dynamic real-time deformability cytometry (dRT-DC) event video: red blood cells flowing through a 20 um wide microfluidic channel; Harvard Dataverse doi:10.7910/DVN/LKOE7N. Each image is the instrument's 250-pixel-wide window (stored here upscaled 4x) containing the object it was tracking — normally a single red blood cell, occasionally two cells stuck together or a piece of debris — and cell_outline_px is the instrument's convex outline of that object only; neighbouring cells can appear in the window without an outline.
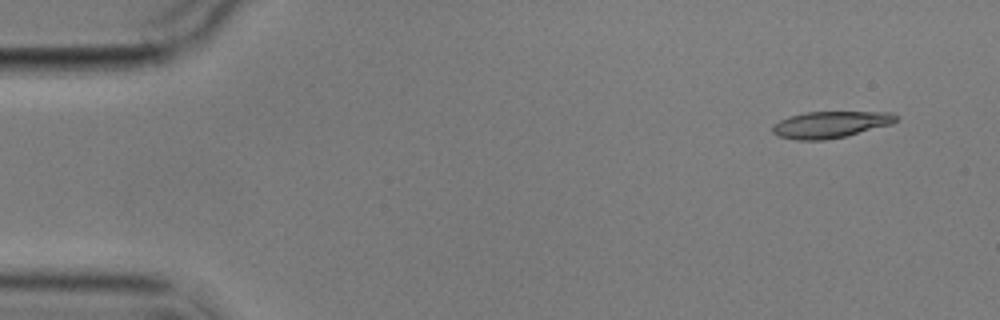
{"species": "common noctule bat (a hibernating species)", "species_latin": "Nyctalus noctula", "temperature_condition": "cold", "stored_images_in_passage": 4, "camera_frame_rate_fps": 3000, "um_per_image_px": 0.085, "animal": {"sex": "male", "body_mass_g": 17.9}, "frame": {"image": 1, "passage_image": 1, "time_ms": 0.0, "image_size_px": [1000, 320], "cell_outline_px": [[900, 116], [892, 124], [844, 136], [824, 140], [796, 140], [780, 136], [772, 132], [772, 124], [788, 116], [804, 112], [892, 112]], "centroid_in_image_um": [70.57, 10.57], "position_along_channel_um": 14.4, "area_um2": 19.13}}
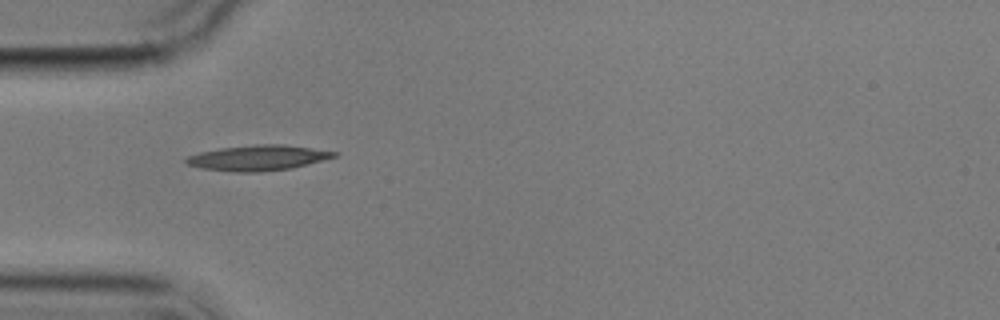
{"frame": {"image": 2, "passage_image": 4, "time_ms": 4.333, "image_size_px": [1000, 320], "cell_outline_px": [[340, 152], [336, 156], [308, 164], [292, 168], [260, 172], [236, 172], [200, 168], [188, 164], [184, 160], [188, 156], [200, 152], [220, 148], [252, 144], [284, 144]], "centroid_in_image_um": [21.93, 13.41], "position_along_channel_um": 63.1, "area_um2": 21.91}}